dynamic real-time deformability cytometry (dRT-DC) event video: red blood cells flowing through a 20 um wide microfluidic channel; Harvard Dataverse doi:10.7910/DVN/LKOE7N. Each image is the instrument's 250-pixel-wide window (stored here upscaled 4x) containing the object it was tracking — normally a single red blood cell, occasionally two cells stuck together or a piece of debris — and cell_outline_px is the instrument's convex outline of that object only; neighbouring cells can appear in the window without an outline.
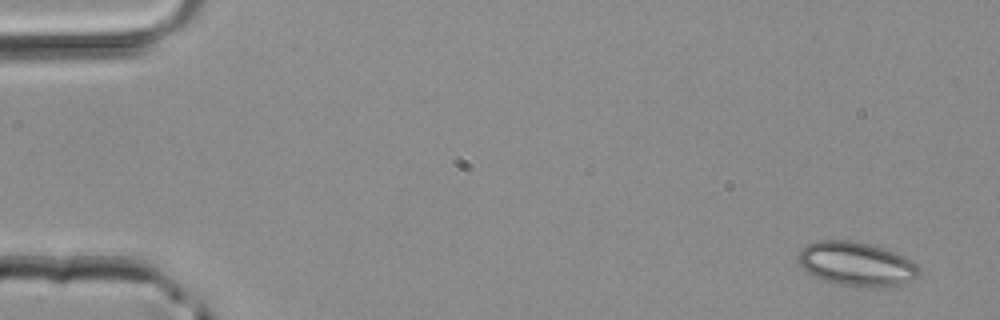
{"species": "common noctule bat (a hibernating species)", "species_latin": "Nyctalus noctula", "temperature_condition": "room temperature", "stored_images_in_passage": 3, "camera_frame_rate_fps": 3000, "um_per_image_px": 0.085, "animal": {"sex": "male", "body_mass_g": 20.4}, "frame": {"image": 1, "passage_image": 1, "time_ms": 0.0, "image_size_px": [1000, 320], "cell_outline_px": [[920, 272], [912, 280], [904, 284], [832, 284], [808, 272], [800, 264], [796, 256], [808, 244], [816, 240], [848, 240], [868, 244], [884, 248], [904, 256], [912, 260], [920, 268]], "centroid_in_image_um": [72.78, 22.39], "position_along_channel_um": 12.2, "area_um2": 30.06}}